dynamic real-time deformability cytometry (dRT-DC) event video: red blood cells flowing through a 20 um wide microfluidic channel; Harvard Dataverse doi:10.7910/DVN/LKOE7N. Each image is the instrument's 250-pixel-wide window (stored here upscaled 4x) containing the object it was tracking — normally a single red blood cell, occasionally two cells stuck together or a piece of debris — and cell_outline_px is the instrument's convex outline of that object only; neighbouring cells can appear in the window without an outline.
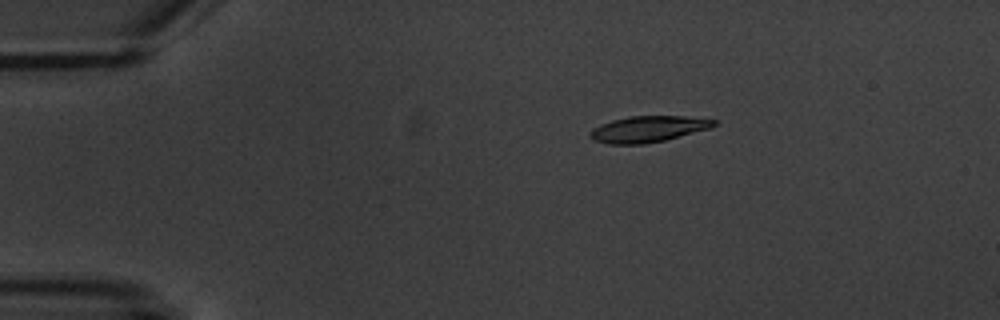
{"species": "common noctule bat (a hibernating species)", "species_latin": "Nyctalus noctula", "temperature_condition": "warm", "stored_images_in_passage": 4, "camera_frame_rate_fps": 3000, "um_per_image_px": 0.085, "animal": {"sex": "male", "body_mass_g": 20.1, "forearm_length_mm": 53.5}, "frame": {"image": 1, "passage_image": 1, "time_ms": 0.0, "image_size_px": [1000, 320], "cell_outline_px": [[716, 124], [712, 128], [664, 140], [644, 144], [608, 144], [592, 140], [588, 136], [588, 132], [592, 128], [600, 124], [612, 120], [628, 116], [684, 116], [716, 120]], "centroid_in_image_um": [55.03, 10.97], "position_along_channel_um": 30.0, "area_um2": 19.02}}